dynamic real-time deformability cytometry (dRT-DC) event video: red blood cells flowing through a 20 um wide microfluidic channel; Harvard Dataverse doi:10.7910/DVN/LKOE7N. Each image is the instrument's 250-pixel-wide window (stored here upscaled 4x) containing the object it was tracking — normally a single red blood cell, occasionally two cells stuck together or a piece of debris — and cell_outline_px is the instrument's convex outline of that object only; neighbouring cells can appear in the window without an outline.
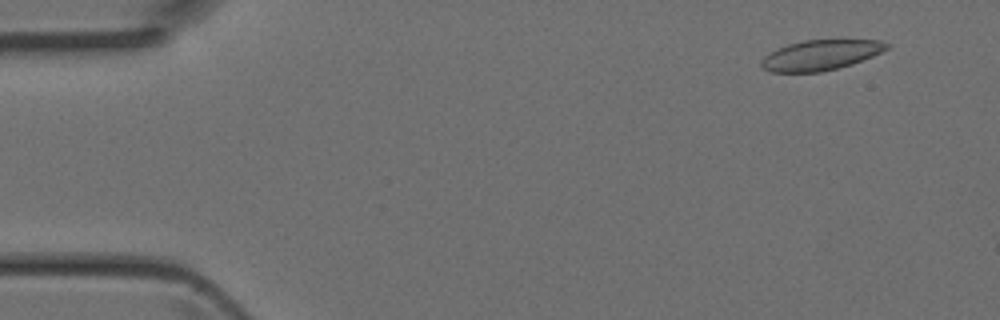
{"species": "Egyptian fruit bat (a non-hibernating species)", "species_latin": "Rousettus aegyptiacus", "temperature_condition": "room temperature", "stored_images_in_passage": 4, "camera_frame_rate_fps": 3000, "um_per_image_px": 0.085, "animal": {"sex": "female"}, "frame": {"image": 1, "passage_image": 1, "time_ms": 0.0, "image_size_px": [1000, 320], "cell_outline_px": [[892, 44], [888, 48], [872, 56], [852, 64], [820, 72], [772, 72], [764, 68], [760, 64], [760, 60], [764, 56], [776, 48], [788, 44], [804, 40], [880, 40]], "centroid_in_image_um": [69.74, 4.67], "position_along_channel_um": 15.3, "area_um2": 22.02}}